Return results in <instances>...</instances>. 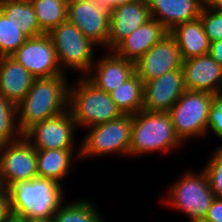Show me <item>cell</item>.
<instances>
[{"instance_id": "6da1fadb", "label": "cell", "mask_w": 222, "mask_h": 222, "mask_svg": "<svg viewBox=\"0 0 222 222\" xmlns=\"http://www.w3.org/2000/svg\"><path fill=\"white\" fill-rule=\"evenodd\" d=\"M65 75L34 79L30 90L17 105V115L20 116L17 125L22 133L35 123L69 109L70 86Z\"/></svg>"}, {"instance_id": "7a4b0ae2", "label": "cell", "mask_w": 222, "mask_h": 222, "mask_svg": "<svg viewBox=\"0 0 222 222\" xmlns=\"http://www.w3.org/2000/svg\"><path fill=\"white\" fill-rule=\"evenodd\" d=\"M7 192L11 215L16 217L52 219L63 204L62 185L50 179L17 182Z\"/></svg>"}, {"instance_id": "3957f363", "label": "cell", "mask_w": 222, "mask_h": 222, "mask_svg": "<svg viewBox=\"0 0 222 222\" xmlns=\"http://www.w3.org/2000/svg\"><path fill=\"white\" fill-rule=\"evenodd\" d=\"M182 142L173 128L169 112L141 110L132 115L129 156L167 152Z\"/></svg>"}, {"instance_id": "277c9868", "label": "cell", "mask_w": 222, "mask_h": 222, "mask_svg": "<svg viewBox=\"0 0 222 222\" xmlns=\"http://www.w3.org/2000/svg\"><path fill=\"white\" fill-rule=\"evenodd\" d=\"M81 76L83 78L69 88V109L76 127L88 129L124 115L109 93L99 89L84 74Z\"/></svg>"}, {"instance_id": "5b68a950", "label": "cell", "mask_w": 222, "mask_h": 222, "mask_svg": "<svg viewBox=\"0 0 222 222\" xmlns=\"http://www.w3.org/2000/svg\"><path fill=\"white\" fill-rule=\"evenodd\" d=\"M200 174L187 172L169 188L166 203L187 214L190 222H203L215 195L204 170Z\"/></svg>"}, {"instance_id": "8992f818", "label": "cell", "mask_w": 222, "mask_h": 222, "mask_svg": "<svg viewBox=\"0 0 222 222\" xmlns=\"http://www.w3.org/2000/svg\"><path fill=\"white\" fill-rule=\"evenodd\" d=\"M50 36L55 48L61 70L80 71L85 75L91 71L94 64L93 55L97 46L87 38L73 23L65 21L53 28Z\"/></svg>"}, {"instance_id": "52a82bcc", "label": "cell", "mask_w": 222, "mask_h": 222, "mask_svg": "<svg viewBox=\"0 0 222 222\" xmlns=\"http://www.w3.org/2000/svg\"><path fill=\"white\" fill-rule=\"evenodd\" d=\"M132 115L89 127L77 154L79 158L101 156L109 153L129 154Z\"/></svg>"}, {"instance_id": "ba28073f", "label": "cell", "mask_w": 222, "mask_h": 222, "mask_svg": "<svg viewBox=\"0 0 222 222\" xmlns=\"http://www.w3.org/2000/svg\"><path fill=\"white\" fill-rule=\"evenodd\" d=\"M212 96L207 92L186 90L169 110L173 128L181 141L207 134Z\"/></svg>"}, {"instance_id": "9c48e42d", "label": "cell", "mask_w": 222, "mask_h": 222, "mask_svg": "<svg viewBox=\"0 0 222 222\" xmlns=\"http://www.w3.org/2000/svg\"><path fill=\"white\" fill-rule=\"evenodd\" d=\"M35 178L36 149L24 136L14 142L0 145V184L3 189L7 190L17 182L31 181Z\"/></svg>"}, {"instance_id": "30bf717a", "label": "cell", "mask_w": 222, "mask_h": 222, "mask_svg": "<svg viewBox=\"0 0 222 222\" xmlns=\"http://www.w3.org/2000/svg\"><path fill=\"white\" fill-rule=\"evenodd\" d=\"M75 127L73 115L70 109H67L54 117L35 123L23 136L36 150L73 149Z\"/></svg>"}, {"instance_id": "8fae6325", "label": "cell", "mask_w": 222, "mask_h": 222, "mask_svg": "<svg viewBox=\"0 0 222 222\" xmlns=\"http://www.w3.org/2000/svg\"><path fill=\"white\" fill-rule=\"evenodd\" d=\"M35 78H50L65 74L62 71L48 34L28 38L12 55Z\"/></svg>"}, {"instance_id": "7c38bea8", "label": "cell", "mask_w": 222, "mask_h": 222, "mask_svg": "<svg viewBox=\"0 0 222 222\" xmlns=\"http://www.w3.org/2000/svg\"><path fill=\"white\" fill-rule=\"evenodd\" d=\"M67 20L98 46H107L110 11L97 0H69Z\"/></svg>"}, {"instance_id": "4fadbf2b", "label": "cell", "mask_w": 222, "mask_h": 222, "mask_svg": "<svg viewBox=\"0 0 222 222\" xmlns=\"http://www.w3.org/2000/svg\"><path fill=\"white\" fill-rule=\"evenodd\" d=\"M182 61L176 41L168 33L135 63V73L144 83L180 69Z\"/></svg>"}, {"instance_id": "5bb4252c", "label": "cell", "mask_w": 222, "mask_h": 222, "mask_svg": "<svg viewBox=\"0 0 222 222\" xmlns=\"http://www.w3.org/2000/svg\"><path fill=\"white\" fill-rule=\"evenodd\" d=\"M185 91L182 68L144 82L142 110L169 112Z\"/></svg>"}, {"instance_id": "9a60e30c", "label": "cell", "mask_w": 222, "mask_h": 222, "mask_svg": "<svg viewBox=\"0 0 222 222\" xmlns=\"http://www.w3.org/2000/svg\"><path fill=\"white\" fill-rule=\"evenodd\" d=\"M181 68L186 90L222 93V66L209 54L183 60Z\"/></svg>"}, {"instance_id": "2e32d148", "label": "cell", "mask_w": 222, "mask_h": 222, "mask_svg": "<svg viewBox=\"0 0 222 222\" xmlns=\"http://www.w3.org/2000/svg\"><path fill=\"white\" fill-rule=\"evenodd\" d=\"M150 19V10L146 0H136L114 7L110 11L106 50L112 51L123 39Z\"/></svg>"}, {"instance_id": "e0dca14e", "label": "cell", "mask_w": 222, "mask_h": 222, "mask_svg": "<svg viewBox=\"0 0 222 222\" xmlns=\"http://www.w3.org/2000/svg\"><path fill=\"white\" fill-rule=\"evenodd\" d=\"M150 16L170 32L175 26L200 17L205 0H146Z\"/></svg>"}, {"instance_id": "ac0fdd59", "label": "cell", "mask_w": 222, "mask_h": 222, "mask_svg": "<svg viewBox=\"0 0 222 222\" xmlns=\"http://www.w3.org/2000/svg\"><path fill=\"white\" fill-rule=\"evenodd\" d=\"M168 33L159 21L151 18L123 39L112 51L117 56L136 63Z\"/></svg>"}, {"instance_id": "d6986e66", "label": "cell", "mask_w": 222, "mask_h": 222, "mask_svg": "<svg viewBox=\"0 0 222 222\" xmlns=\"http://www.w3.org/2000/svg\"><path fill=\"white\" fill-rule=\"evenodd\" d=\"M110 52L111 54L95 62L97 64L94 63L91 71L85 75L94 85L107 93L116 89L135 73V63L117 56L113 51Z\"/></svg>"}, {"instance_id": "ffe728a7", "label": "cell", "mask_w": 222, "mask_h": 222, "mask_svg": "<svg viewBox=\"0 0 222 222\" xmlns=\"http://www.w3.org/2000/svg\"><path fill=\"white\" fill-rule=\"evenodd\" d=\"M35 77L12 56L0 57V95L18 105Z\"/></svg>"}, {"instance_id": "44dd1931", "label": "cell", "mask_w": 222, "mask_h": 222, "mask_svg": "<svg viewBox=\"0 0 222 222\" xmlns=\"http://www.w3.org/2000/svg\"><path fill=\"white\" fill-rule=\"evenodd\" d=\"M169 34L176 41L182 60L209 53L210 42L200 18L175 26Z\"/></svg>"}, {"instance_id": "7402d4cb", "label": "cell", "mask_w": 222, "mask_h": 222, "mask_svg": "<svg viewBox=\"0 0 222 222\" xmlns=\"http://www.w3.org/2000/svg\"><path fill=\"white\" fill-rule=\"evenodd\" d=\"M74 149L36 150L37 178L50 179L60 184L70 173Z\"/></svg>"}, {"instance_id": "603a6c76", "label": "cell", "mask_w": 222, "mask_h": 222, "mask_svg": "<svg viewBox=\"0 0 222 222\" xmlns=\"http://www.w3.org/2000/svg\"><path fill=\"white\" fill-rule=\"evenodd\" d=\"M0 10L10 18L28 38L45 34L39 27L30 1L0 0Z\"/></svg>"}, {"instance_id": "cb8c5ba5", "label": "cell", "mask_w": 222, "mask_h": 222, "mask_svg": "<svg viewBox=\"0 0 222 222\" xmlns=\"http://www.w3.org/2000/svg\"><path fill=\"white\" fill-rule=\"evenodd\" d=\"M109 94L123 114L134 115L142 110L143 82L136 73Z\"/></svg>"}, {"instance_id": "d4e9b609", "label": "cell", "mask_w": 222, "mask_h": 222, "mask_svg": "<svg viewBox=\"0 0 222 222\" xmlns=\"http://www.w3.org/2000/svg\"><path fill=\"white\" fill-rule=\"evenodd\" d=\"M68 2L69 0H30L38 25L45 34L67 21Z\"/></svg>"}, {"instance_id": "484cf974", "label": "cell", "mask_w": 222, "mask_h": 222, "mask_svg": "<svg viewBox=\"0 0 222 222\" xmlns=\"http://www.w3.org/2000/svg\"><path fill=\"white\" fill-rule=\"evenodd\" d=\"M53 222H104L90 200L82 199L61 205L52 218Z\"/></svg>"}, {"instance_id": "4316f807", "label": "cell", "mask_w": 222, "mask_h": 222, "mask_svg": "<svg viewBox=\"0 0 222 222\" xmlns=\"http://www.w3.org/2000/svg\"><path fill=\"white\" fill-rule=\"evenodd\" d=\"M27 39L20 27L0 10V57L12 56Z\"/></svg>"}, {"instance_id": "83f0119b", "label": "cell", "mask_w": 222, "mask_h": 222, "mask_svg": "<svg viewBox=\"0 0 222 222\" xmlns=\"http://www.w3.org/2000/svg\"><path fill=\"white\" fill-rule=\"evenodd\" d=\"M14 117L18 118L17 105L0 95V145L14 142L23 136Z\"/></svg>"}, {"instance_id": "f1b7e54d", "label": "cell", "mask_w": 222, "mask_h": 222, "mask_svg": "<svg viewBox=\"0 0 222 222\" xmlns=\"http://www.w3.org/2000/svg\"><path fill=\"white\" fill-rule=\"evenodd\" d=\"M209 42L222 40V10L203 6L200 17Z\"/></svg>"}, {"instance_id": "f546056e", "label": "cell", "mask_w": 222, "mask_h": 222, "mask_svg": "<svg viewBox=\"0 0 222 222\" xmlns=\"http://www.w3.org/2000/svg\"><path fill=\"white\" fill-rule=\"evenodd\" d=\"M204 171L215 198L222 199V146L213 153Z\"/></svg>"}, {"instance_id": "4dcf8cb0", "label": "cell", "mask_w": 222, "mask_h": 222, "mask_svg": "<svg viewBox=\"0 0 222 222\" xmlns=\"http://www.w3.org/2000/svg\"><path fill=\"white\" fill-rule=\"evenodd\" d=\"M212 129L213 133L222 139V93L212 96V104L209 109L207 120V131Z\"/></svg>"}, {"instance_id": "1f68e13d", "label": "cell", "mask_w": 222, "mask_h": 222, "mask_svg": "<svg viewBox=\"0 0 222 222\" xmlns=\"http://www.w3.org/2000/svg\"><path fill=\"white\" fill-rule=\"evenodd\" d=\"M203 222H222V199L215 198Z\"/></svg>"}, {"instance_id": "d6a6232c", "label": "cell", "mask_w": 222, "mask_h": 222, "mask_svg": "<svg viewBox=\"0 0 222 222\" xmlns=\"http://www.w3.org/2000/svg\"><path fill=\"white\" fill-rule=\"evenodd\" d=\"M11 215L9 196L6 189L0 191V222H4Z\"/></svg>"}, {"instance_id": "836d02e7", "label": "cell", "mask_w": 222, "mask_h": 222, "mask_svg": "<svg viewBox=\"0 0 222 222\" xmlns=\"http://www.w3.org/2000/svg\"><path fill=\"white\" fill-rule=\"evenodd\" d=\"M208 54L222 66V40L211 42Z\"/></svg>"}, {"instance_id": "e575fe53", "label": "cell", "mask_w": 222, "mask_h": 222, "mask_svg": "<svg viewBox=\"0 0 222 222\" xmlns=\"http://www.w3.org/2000/svg\"><path fill=\"white\" fill-rule=\"evenodd\" d=\"M101 7L111 11L114 7L130 3L136 0H97Z\"/></svg>"}, {"instance_id": "d590c367", "label": "cell", "mask_w": 222, "mask_h": 222, "mask_svg": "<svg viewBox=\"0 0 222 222\" xmlns=\"http://www.w3.org/2000/svg\"><path fill=\"white\" fill-rule=\"evenodd\" d=\"M205 6L222 10V0H205Z\"/></svg>"}, {"instance_id": "8d00e7d4", "label": "cell", "mask_w": 222, "mask_h": 222, "mask_svg": "<svg viewBox=\"0 0 222 222\" xmlns=\"http://www.w3.org/2000/svg\"><path fill=\"white\" fill-rule=\"evenodd\" d=\"M22 222H53L52 219L22 218Z\"/></svg>"}, {"instance_id": "74e56055", "label": "cell", "mask_w": 222, "mask_h": 222, "mask_svg": "<svg viewBox=\"0 0 222 222\" xmlns=\"http://www.w3.org/2000/svg\"><path fill=\"white\" fill-rule=\"evenodd\" d=\"M4 222H22V218L10 215Z\"/></svg>"}]
</instances>
